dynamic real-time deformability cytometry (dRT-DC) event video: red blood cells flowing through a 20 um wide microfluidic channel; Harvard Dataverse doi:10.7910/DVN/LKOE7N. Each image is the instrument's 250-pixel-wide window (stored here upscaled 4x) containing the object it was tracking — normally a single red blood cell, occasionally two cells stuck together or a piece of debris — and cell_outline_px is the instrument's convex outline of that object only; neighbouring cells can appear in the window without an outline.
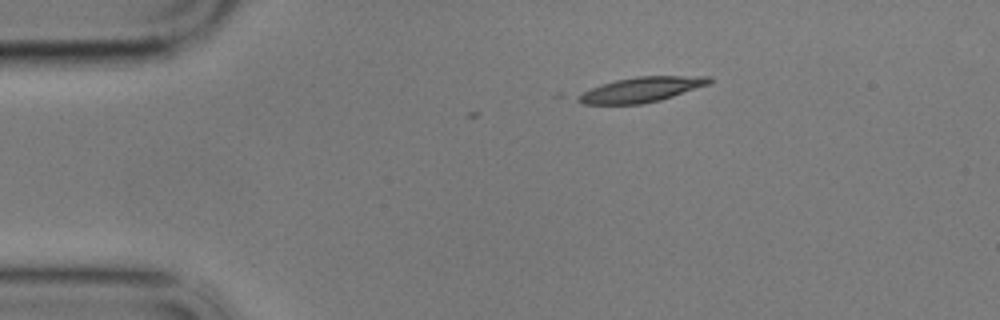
{"species": "common noctule bat (a hibernating species)", "species_latin": "Nyctalus noctula", "temperature_condition": "cold", "stored_images_in_passage": 2, "camera_frame_rate_fps": 3000, "um_per_image_px": 0.085, "animal": {"sex": "male", "body_mass_g": 17.9}, "frame": {"image": 1, "passage_image": 2, "time_ms": 0.333, "image_size_px": [1000, 320], "cell_outline_px": [[712, 80], [708, 84], [660, 100], [640, 104], [580, 104], [556, 100], [552, 96], [556, 92], [636, 76], [712, 76]], "centroid_in_image_um": [53.77, 7.65], "position_along_channel_um": 31.2, "area_um2": 21.62}}